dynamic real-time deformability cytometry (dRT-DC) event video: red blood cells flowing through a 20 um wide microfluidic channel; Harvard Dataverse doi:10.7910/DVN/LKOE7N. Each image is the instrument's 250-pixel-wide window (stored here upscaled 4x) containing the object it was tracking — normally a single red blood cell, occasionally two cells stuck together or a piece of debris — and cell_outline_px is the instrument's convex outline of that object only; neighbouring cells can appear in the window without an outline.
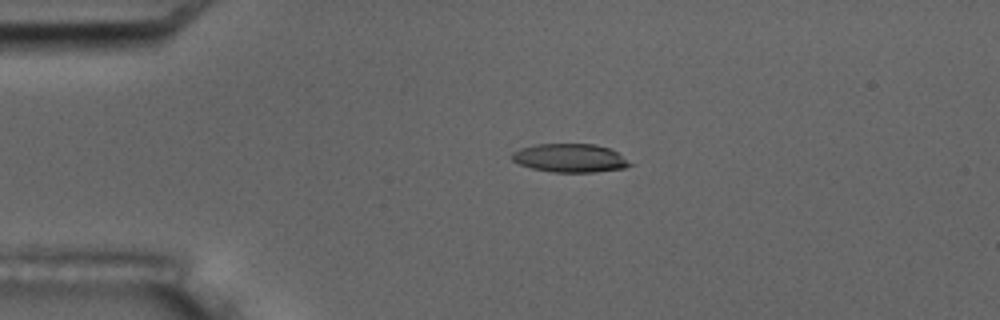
{"species": "common noctule bat (a hibernating species)", "species_latin": "Nyctalus noctula", "temperature_condition": "room temperature", "stored_images_in_passage": 5, "camera_frame_rate_fps": 3000, "um_per_image_px": 0.085, "animal": {"sex": "male", "body_mass_g": 17.5, "forearm_length_mm": 52.3}, "frame": {"image": 1, "passage_image": 4, "time_ms": 3.333, "image_size_px": [1000, 320], "cell_outline_px": [[632, 164], [624, 168], [596, 172], [552, 172], [532, 168], [520, 164], [512, 160], [512, 152], [520, 148], [536, 144], [596, 144], [608, 148], [616, 152]], "centroid_in_image_um": [48.42, 13.43], "position_along_channel_um": 36.6, "area_um2": 19.42}}